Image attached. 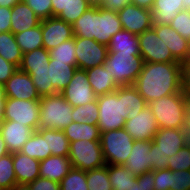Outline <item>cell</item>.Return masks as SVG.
<instances>
[{
    "label": "cell",
    "mask_w": 190,
    "mask_h": 190,
    "mask_svg": "<svg viewBox=\"0 0 190 190\" xmlns=\"http://www.w3.org/2000/svg\"><path fill=\"white\" fill-rule=\"evenodd\" d=\"M167 169L171 171L190 170V147L186 144L176 154L168 157Z\"/></svg>",
    "instance_id": "43"
},
{
    "label": "cell",
    "mask_w": 190,
    "mask_h": 190,
    "mask_svg": "<svg viewBox=\"0 0 190 190\" xmlns=\"http://www.w3.org/2000/svg\"><path fill=\"white\" fill-rule=\"evenodd\" d=\"M154 190H170L171 189V170L161 169L154 170Z\"/></svg>",
    "instance_id": "48"
},
{
    "label": "cell",
    "mask_w": 190,
    "mask_h": 190,
    "mask_svg": "<svg viewBox=\"0 0 190 190\" xmlns=\"http://www.w3.org/2000/svg\"><path fill=\"white\" fill-rule=\"evenodd\" d=\"M159 150L168 157L176 154L188 142V135L183 129H159L153 140Z\"/></svg>",
    "instance_id": "20"
},
{
    "label": "cell",
    "mask_w": 190,
    "mask_h": 190,
    "mask_svg": "<svg viewBox=\"0 0 190 190\" xmlns=\"http://www.w3.org/2000/svg\"><path fill=\"white\" fill-rule=\"evenodd\" d=\"M28 185L31 190H60V183L43 177L36 178Z\"/></svg>",
    "instance_id": "49"
},
{
    "label": "cell",
    "mask_w": 190,
    "mask_h": 190,
    "mask_svg": "<svg viewBox=\"0 0 190 190\" xmlns=\"http://www.w3.org/2000/svg\"><path fill=\"white\" fill-rule=\"evenodd\" d=\"M13 166L17 184H29L40 177V161L21 152L13 153Z\"/></svg>",
    "instance_id": "22"
},
{
    "label": "cell",
    "mask_w": 190,
    "mask_h": 190,
    "mask_svg": "<svg viewBox=\"0 0 190 190\" xmlns=\"http://www.w3.org/2000/svg\"><path fill=\"white\" fill-rule=\"evenodd\" d=\"M183 130L187 133L188 137H190V96L186 105L185 123Z\"/></svg>",
    "instance_id": "56"
},
{
    "label": "cell",
    "mask_w": 190,
    "mask_h": 190,
    "mask_svg": "<svg viewBox=\"0 0 190 190\" xmlns=\"http://www.w3.org/2000/svg\"><path fill=\"white\" fill-rule=\"evenodd\" d=\"M50 58L61 62H68L77 68L75 56V36L67 41H64L56 48L49 51Z\"/></svg>",
    "instance_id": "38"
},
{
    "label": "cell",
    "mask_w": 190,
    "mask_h": 190,
    "mask_svg": "<svg viewBox=\"0 0 190 190\" xmlns=\"http://www.w3.org/2000/svg\"><path fill=\"white\" fill-rule=\"evenodd\" d=\"M182 90L190 96V57L180 62Z\"/></svg>",
    "instance_id": "51"
},
{
    "label": "cell",
    "mask_w": 190,
    "mask_h": 190,
    "mask_svg": "<svg viewBox=\"0 0 190 190\" xmlns=\"http://www.w3.org/2000/svg\"><path fill=\"white\" fill-rule=\"evenodd\" d=\"M63 132L69 142L77 140L100 141L101 136L99 127L88 123L71 122L63 129Z\"/></svg>",
    "instance_id": "29"
},
{
    "label": "cell",
    "mask_w": 190,
    "mask_h": 190,
    "mask_svg": "<svg viewBox=\"0 0 190 190\" xmlns=\"http://www.w3.org/2000/svg\"><path fill=\"white\" fill-rule=\"evenodd\" d=\"M60 190H88L86 171L72 168L60 181Z\"/></svg>",
    "instance_id": "40"
},
{
    "label": "cell",
    "mask_w": 190,
    "mask_h": 190,
    "mask_svg": "<svg viewBox=\"0 0 190 190\" xmlns=\"http://www.w3.org/2000/svg\"><path fill=\"white\" fill-rule=\"evenodd\" d=\"M61 94L73 107L85 105L86 103L95 101L97 98L89 83L86 70L79 68L75 70L70 83Z\"/></svg>",
    "instance_id": "13"
},
{
    "label": "cell",
    "mask_w": 190,
    "mask_h": 190,
    "mask_svg": "<svg viewBox=\"0 0 190 190\" xmlns=\"http://www.w3.org/2000/svg\"><path fill=\"white\" fill-rule=\"evenodd\" d=\"M124 129L134 140L150 141L153 140L159 127L156 116L147 105L142 111L130 112L127 115Z\"/></svg>",
    "instance_id": "11"
},
{
    "label": "cell",
    "mask_w": 190,
    "mask_h": 190,
    "mask_svg": "<svg viewBox=\"0 0 190 190\" xmlns=\"http://www.w3.org/2000/svg\"><path fill=\"white\" fill-rule=\"evenodd\" d=\"M154 171L142 174V188L143 190H154Z\"/></svg>",
    "instance_id": "54"
},
{
    "label": "cell",
    "mask_w": 190,
    "mask_h": 190,
    "mask_svg": "<svg viewBox=\"0 0 190 190\" xmlns=\"http://www.w3.org/2000/svg\"><path fill=\"white\" fill-rule=\"evenodd\" d=\"M133 86L147 103L166 95L185 93L181 86L180 62H144Z\"/></svg>",
    "instance_id": "1"
},
{
    "label": "cell",
    "mask_w": 190,
    "mask_h": 190,
    "mask_svg": "<svg viewBox=\"0 0 190 190\" xmlns=\"http://www.w3.org/2000/svg\"><path fill=\"white\" fill-rule=\"evenodd\" d=\"M40 115L38 129L63 130L72 120L73 106L61 93L42 96L39 100Z\"/></svg>",
    "instance_id": "5"
},
{
    "label": "cell",
    "mask_w": 190,
    "mask_h": 190,
    "mask_svg": "<svg viewBox=\"0 0 190 190\" xmlns=\"http://www.w3.org/2000/svg\"><path fill=\"white\" fill-rule=\"evenodd\" d=\"M16 184L13 154L8 153L0 158V187L3 190H11Z\"/></svg>",
    "instance_id": "36"
},
{
    "label": "cell",
    "mask_w": 190,
    "mask_h": 190,
    "mask_svg": "<svg viewBox=\"0 0 190 190\" xmlns=\"http://www.w3.org/2000/svg\"><path fill=\"white\" fill-rule=\"evenodd\" d=\"M108 46L94 39L75 37L77 68L88 70L103 65L107 59Z\"/></svg>",
    "instance_id": "10"
},
{
    "label": "cell",
    "mask_w": 190,
    "mask_h": 190,
    "mask_svg": "<svg viewBox=\"0 0 190 190\" xmlns=\"http://www.w3.org/2000/svg\"><path fill=\"white\" fill-rule=\"evenodd\" d=\"M40 19H48L53 17L51 0H23Z\"/></svg>",
    "instance_id": "45"
},
{
    "label": "cell",
    "mask_w": 190,
    "mask_h": 190,
    "mask_svg": "<svg viewBox=\"0 0 190 190\" xmlns=\"http://www.w3.org/2000/svg\"><path fill=\"white\" fill-rule=\"evenodd\" d=\"M151 140H134L129 157L123 164L135 176L152 171L151 165Z\"/></svg>",
    "instance_id": "19"
},
{
    "label": "cell",
    "mask_w": 190,
    "mask_h": 190,
    "mask_svg": "<svg viewBox=\"0 0 190 190\" xmlns=\"http://www.w3.org/2000/svg\"><path fill=\"white\" fill-rule=\"evenodd\" d=\"M75 37L94 39L108 46L112 36L122 30L117 12L101 7L88 8L73 24Z\"/></svg>",
    "instance_id": "2"
},
{
    "label": "cell",
    "mask_w": 190,
    "mask_h": 190,
    "mask_svg": "<svg viewBox=\"0 0 190 190\" xmlns=\"http://www.w3.org/2000/svg\"><path fill=\"white\" fill-rule=\"evenodd\" d=\"M22 0H0V6L12 8L15 4Z\"/></svg>",
    "instance_id": "58"
},
{
    "label": "cell",
    "mask_w": 190,
    "mask_h": 190,
    "mask_svg": "<svg viewBox=\"0 0 190 190\" xmlns=\"http://www.w3.org/2000/svg\"><path fill=\"white\" fill-rule=\"evenodd\" d=\"M88 190H112L107 164L104 167L86 171Z\"/></svg>",
    "instance_id": "37"
},
{
    "label": "cell",
    "mask_w": 190,
    "mask_h": 190,
    "mask_svg": "<svg viewBox=\"0 0 190 190\" xmlns=\"http://www.w3.org/2000/svg\"><path fill=\"white\" fill-rule=\"evenodd\" d=\"M90 7L86 0H70L58 18L72 25Z\"/></svg>",
    "instance_id": "41"
},
{
    "label": "cell",
    "mask_w": 190,
    "mask_h": 190,
    "mask_svg": "<svg viewBox=\"0 0 190 190\" xmlns=\"http://www.w3.org/2000/svg\"><path fill=\"white\" fill-rule=\"evenodd\" d=\"M122 29L139 35L152 28L151 10L140 8L133 3L117 12Z\"/></svg>",
    "instance_id": "14"
},
{
    "label": "cell",
    "mask_w": 190,
    "mask_h": 190,
    "mask_svg": "<svg viewBox=\"0 0 190 190\" xmlns=\"http://www.w3.org/2000/svg\"><path fill=\"white\" fill-rule=\"evenodd\" d=\"M187 144H188L189 147H190V137H188V142H187Z\"/></svg>",
    "instance_id": "66"
},
{
    "label": "cell",
    "mask_w": 190,
    "mask_h": 190,
    "mask_svg": "<svg viewBox=\"0 0 190 190\" xmlns=\"http://www.w3.org/2000/svg\"><path fill=\"white\" fill-rule=\"evenodd\" d=\"M11 190H31L27 184H16Z\"/></svg>",
    "instance_id": "61"
},
{
    "label": "cell",
    "mask_w": 190,
    "mask_h": 190,
    "mask_svg": "<svg viewBox=\"0 0 190 190\" xmlns=\"http://www.w3.org/2000/svg\"><path fill=\"white\" fill-rule=\"evenodd\" d=\"M39 115V100H20L6 97L4 102V120L16 121L37 131L39 128Z\"/></svg>",
    "instance_id": "9"
},
{
    "label": "cell",
    "mask_w": 190,
    "mask_h": 190,
    "mask_svg": "<svg viewBox=\"0 0 190 190\" xmlns=\"http://www.w3.org/2000/svg\"><path fill=\"white\" fill-rule=\"evenodd\" d=\"M184 9L183 0H155L151 9L152 25H170Z\"/></svg>",
    "instance_id": "25"
},
{
    "label": "cell",
    "mask_w": 190,
    "mask_h": 190,
    "mask_svg": "<svg viewBox=\"0 0 190 190\" xmlns=\"http://www.w3.org/2000/svg\"><path fill=\"white\" fill-rule=\"evenodd\" d=\"M50 54L44 47L23 54L21 64L18 67L21 71H42L49 67Z\"/></svg>",
    "instance_id": "30"
},
{
    "label": "cell",
    "mask_w": 190,
    "mask_h": 190,
    "mask_svg": "<svg viewBox=\"0 0 190 190\" xmlns=\"http://www.w3.org/2000/svg\"><path fill=\"white\" fill-rule=\"evenodd\" d=\"M28 73L33 81L34 86L40 97L57 94L58 92L53 87L50 82V75L48 67L46 70L42 71H23Z\"/></svg>",
    "instance_id": "39"
},
{
    "label": "cell",
    "mask_w": 190,
    "mask_h": 190,
    "mask_svg": "<svg viewBox=\"0 0 190 190\" xmlns=\"http://www.w3.org/2000/svg\"><path fill=\"white\" fill-rule=\"evenodd\" d=\"M68 158L73 168L83 171L106 165L100 141L77 140L70 142Z\"/></svg>",
    "instance_id": "8"
},
{
    "label": "cell",
    "mask_w": 190,
    "mask_h": 190,
    "mask_svg": "<svg viewBox=\"0 0 190 190\" xmlns=\"http://www.w3.org/2000/svg\"><path fill=\"white\" fill-rule=\"evenodd\" d=\"M99 119L97 126L100 133L110 130L123 129L130 110L124 104V86L115 91L97 96Z\"/></svg>",
    "instance_id": "4"
},
{
    "label": "cell",
    "mask_w": 190,
    "mask_h": 190,
    "mask_svg": "<svg viewBox=\"0 0 190 190\" xmlns=\"http://www.w3.org/2000/svg\"><path fill=\"white\" fill-rule=\"evenodd\" d=\"M112 190H143L142 174L135 176L124 165L107 164Z\"/></svg>",
    "instance_id": "21"
},
{
    "label": "cell",
    "mask_w": 190,
    "mask_h": 190,
    "mask_svg": "<svg viewBox=\"0 0 190 190\" xmlns=\"http://www.w3.org/2000/svg\"><path fill=\"white\" fill-rule=\"evenodd\" d=\"M0 56L17 67L21 64L23 52L16 42L15 35L11 31L0 33Z\"/></svg>",
    "instance_id": "32"
},
{
    "label": "cell",
    "mask_w": 190,
    "mask_h": 190,
    "mask_svg": "<svg viewBox=\"0 0 190 190\" xmlns=\"http://www.w3.org/2000/svg\"><path fill=\"white\" fill-rule=\"evenodd\" d=\"M48 150L53 156H68L70 142L63 130L47 129Z\"/></svg>",
    "instance_id": "34"
},
{
    "label": "cell",
    "mask_w": 190,
    "mask_h": 190,
    "mask_svg": "<svg viewBox=\"0 0 190 190\" xmlns=\"http://www.w3.org/2000/svg\"><path fill=\"white\" fill-rule=\"evenodd\" d=\"M168 156L164 155L158 148V145L151 140V160L152 171L167 169Z\"/></svg>",
    "instance_id": "47"
},
{
    "label": "cell",
    "mask_w": 190,
    "mask_h": 190,
    "mask_svg": "<svg viewBox=\"0 0 190 190\" xmlns=\"http://www.w3.org/2000/svg\"><path fill=\"white\" fill-rule=\"evenodd\" d=\"M4 115V102H0V117Z\"/></svg>",
    "instance_id": "64"
},
{
    "label": "cell",
    "mask_w": 190,
    "mask_h": 190,
    "mask_svg": "<svg viewBox=\"0 0 190 190\" xmlns=\"http://www.w3.org/2000/svg\"><path fill=\"white\" fill-rule=\"evenodd\" d=\"M152 28L179 62L190 57V42L171 28L170 25H153Z\"/></svg>",
    "instance_id": "17"
},
{
    "label": "cell",
    "mask_w": 190,
    "mask_h": 190,
    "mask_svg": "<svg viewBox=\"0 0 190 190\" xmlns=\"http://www.w3.org/2000/svg\"><path fill=\"white\" fill-rule=\"evenodd\" d=\"M6 97L20 100H40L31 76L17 69L8 81L3 85Z\"/></svg>",
    "instance_id": "16"
},
{
    "label": "cell",
    "mask_w": 190,
    "mask_h": 190,
    "mask_svg": "<svg viewBox=\"0 0 190 190\" xmlns=\"http://www.w3.org/2000/svg\"><path fill=\"white\" fill-rule=\"evenodd\" d=\"M34 130L25 124H19L16 121L4 120L1 136L6 143L9 153L20 152L22 146L31 137Z\"/></svg>",
    "instance_id": "18"
},
{
    "label": "cell",
    "mask_w": 190,
    "mask_h": 190,
    "mask_svg": "<svg viewBox=\"0 0 190 190\" xmlns=\"http://www.w3.org/2000/svg\"><path fill=\"white\" fill-rule=\"evenodd\" d=\"M154 2L155 0H131V3H133L134 5L147 10L152 9Z\"/></svg>",
    "instance_id": "57"
},
{
    "label": "cell",
    "mask_w": 190,
    "mask_h": 190,
    "mask_svg": "<svg viewBox=\"0 0 190 190\" xmlns=\"http://www.w3.org/2000/svg\"><path fill=\"white\" fill-rule=\"evenodd\" d=\"M3 122H4L3 117H0V134H1V129H2Z\"/></svg>",
    "instance_id": "65"
},
{
    "label": "cell",
    "mask_w": 190,
    "mask_h": 190,
    "mask_svg": "<svg viewBox=\"0 0 190 190\" xmlns=\"http://www.w3.org/2000/svg\"><path fill=\"white\" fill-rule=\"evenodd\" d=\"M6 100V93L4 90V86L0 84V102H5Z\"/></svg>",
    "instance_id": "62"
},
{
    "label": "cell",
    "mask_w": 190,
    "mask_h": 190,
    "mask_svg": "<svg viewBox=\"0 0 190 190\" xmlns=\"http://www.w3.org/2000/svg\"><path fill=\"white\" fill-rule=\"evenodd\" d=\"M14 35L23 54L43 47L42 20L38 26Z\"/></svg>",
    "instance_id": "33"
},
{
    "label": "cell",
    "mask_w": 190,
    "mask_h": 190,
    "mask_svg": "<svg viewBox=\"0 0 190 190\" xmlns=\"http://www.w3.org/2000/svg\"><path fill=\"white\" fill-rule=\"evenodd\" d=\"M22 154L42 161L51 156V151L47 145V129H38L34 131L27 142L22 146Z\"/></svg>",
    "instance_id": "27"
},
{
    "label": "cell",
    "mask_w": 190,
    "mask_h": 190,
    "mask_svg": "<svg viewBox=\"0 0 190 190\" xmlns=\"http://www.w3.org/2000/svg\"><path fill=\"white\" fill-rule=\"evenodd\" d=\"M41 20L34 11L22 0L11 8V27L13 34L38 26Z\"/></svg>",
    "instance_id": "23"
},
{
    "label": "cell",
    "mask_w": 190,
    "mask_h": 190,
    "mask_svg": "<svg viewBox=\"0 0 190 190\" xmlns=\"http://www.w3.org/2000/svg\"><path fill=\"white\" fill-rule=\"evenodd\" d=\"M17 69L16 65L0 56V84L4 85Z\"/></svg>",
    "instance_id": "50"
},
{
    "label": "cell",
    "mask_w": 190,
    "mask_h": 190,
    "mask_svg": "<svg viewBox=\"0 0 190 190\" xmlns=\"http://www.w3.org/2000/svg\"><path fill=\"white\" fill-rule=\"evenodd\" d=\"M171 190H190V170L171 171Z\"/></svg>",
    "instance_id": "46"
},
{
    "label": "cell",
    "mask_w": 190,
    "mask_h": 190,
    "mask_svg": "<svg viewBox=\"0 0 190 190\" xmlns=\"http://www.w3.org/2000/svg\"><path fill=\"white\" fill-rule=\"evenodd\" d=\"M72 164L68 156H49L40 161V177L50 179L60 183V181L72 169Z\"/></svg>",
    "instance_id": "24"
},
{
    "label": "cell",
    "mask_w": 190,
    "mask_h": 190,
    "mask_svg": "<svg viewBox=\"0 0 190 190\" xmlns=\"http://www.w3.org/2000/svg\"><path fill=\"white\" fill-rule=\"evenodd\" d=\"M43 47L50 51L58 45L74 37L71 24L58 17L42 20Z\"/></svg>",
    "instance_id": "15"
},
{
    "label": "cell",
    "mask_w": 190,
    "mask_h": 190,
    "mask_svg": "<svg viewBox=\"0 0 190 190\" xmlns=\"http://www.w3.org/2000/svg\"><path fill=\"white\" fill-rule=\"evenodd\" d=\"M99 119V110L97 100L73 107L72 120L73 122L97 125Z\"/></svg>",
    "instance_id": "35"
},
{
    "label": "cell",
    "mask_w": 190,
    "mask_h": 190,
    "mask_svg": "<svg viewBox=\"0 0 190 190\" xmlns=\"http://www.w3.org/2000/svg\"><path fill=\"white\" fill-rule=\"evenodd\" d=\"M124 104L127 110L129 109L131 113H134L142 111L148 103L133 85H126L124 86Z\"/></svg>",
    "instance_id": "42"
},
{
    "label": "cell",
    "mask_w": 190,
    "mask_h": 190,
    "mask_svg": "<svg viewBox=\"0 0 190 190\" xmlns=\"http://www.w3.org/2000/svg\"><path fill=\"white\" fill-rule=\"evenodd\" d=\"M77 68L68 62L51 59L49 61L50 82L58 93H61L70 83Z\"/></svg>",
    "instance_id": "28"
},
{
    "label": "cell",
    "mask_w": 190,
    "mask_h": 190,
    "mask_svg": "<svg viewBox=\"0 0 190 190\" xmlns=\"http://www.w3.org/2000/svg\"><path fill=\"white\" fill-rule=\"evenodd\" d=\"M108 51L140 53L138 36L122 29L112 36L108 44Z\"/></svg>",
    "instance_id": "31"
},
{
    "label": "cell",
    "mask_w": 190,
    "mask_h": 190,
    "mask_svg": "<svg viewBox=\"0 0 190 190\" xmlns=\"http://www.w3.org/2000/svg\"><path fill=\"white\" fill-rule=\"evenodd\" d=\"M100 142L105 163L123 165L131 153L134 139L123 128L102 132Z\"/></svg>",
    "instance_id": "7"
},
{
    "label": "cell",
    "mask_w": 190,
    "mask_h": 190,
    "mask_svg": "<svg viewBox=\"0 0 190 190\" xmlns=\"http://www.w3.org/2000/svg\"><path fill=\"white\" fill-rule=\"evenodd\" d=\"M8 153H9V151L6 147V143L4 142V140L0 134V158Z\"/></svg>",
    "instance_id": "59"
},
{
    "label": "cell",
    "mask_w": 190,
    "mask_h": 190,
    "mask_svg": "<svg viewBox=\"0 0 190 190\" xmlns=\"http://www.w3.org/2000/svg\"><path fill=\"white\" fill-rule=\"evenodd\" d=\"M86 72L96 96L111 93L119 87L112 77V72L107 71L104 65L93 67L86 70Z\"/></svg>",
    "instance_id": "26"
},
{
    "label": "cell",
    "mask_w": 190,
    "mask_h": 190,
    "mask_svg": "<svg viewBox=\"0 0 190 190\" xmlns=\"http://www.w3.org/2000/svg\"><path fill=\"white\" fill-rule=\"evenodd\" d=\"M130 3L131 0H104L101 8L109 11L119 12Z\"/></svg>",
    "instance_id": "53"
},
{
    "label": "cell",
    "mask_w": 190,
    "mask_h": 190,
    "mask_svg": "<svg viewBox=\"0 0 190 190\" xmlns=\"http://www.w3.org/2000/svg\"><path fill=\"white\" fill-rule=\"evenodd\" d=\"M140 55L144 62H179L153 28L138 35Z\"/></svg>",
    "instance_id": "12"
},
{
    "label": "cell",
    "mask_w": 190,
    "mask_h": 190,
    "mask_svg": "<svg viewBox=\"0 0 190 190\" xmlns=\"http://www.w3.org/2000/svg\"><path fill=\"white\" fill-rule=\"evenodd\" d=\"M183 5L185 9L190 10V0H183Z\"/></svg>",
    "instance_id": "63"
},
{
    "label": "cell",
    "mask_w": 190,
    "mask_h": 190,
    "mask_svg": "<svg viewBox=\"0 0 190 190\" xmlns=\"http://www.w3.org/2000/svg\"><path fill=\"white\" fill-rule=\"evenodd\" d=\"M11 8L0 6V33L10 32Z\"/></svg>",
    "instance_id": "52"
},
{
    "label": "cell",
    "mask_w": 190,
    "mask_h": 190,
    "mask_svg": "<svg viewBox=\"0 0 190 190\" xmlns=\"http://www.w3.org/2000/svg\"><path fill=\"white\" fill-rule=\"evenodd\" d=\"M143 58L140 53H125L108 51L107 59L103 64L119 86L133 85L143 68Z\"/></svg>",
    "instance_id": "6"
},
{
    "label": "cell",
    "mask_w": 190,
    "mask_h": 190,
    "mask_svg": "<svg viewBox=\"0 0 190 190\" xmlns=\"http://www.w3.org/2000/svg\"><path fill=\"white\" fill-rule=\"evenodd\" d=\"M91 7H101L104 0H86Z\"/></svg>",
    "instance_id": "60"
},
{
    "label": "cell",
    "mask_w": 190,
    "mask_h": 190,
    "mask_svg": "<svg viewBox=\"0 0 190 190\" xmlns=\"http://www.w3.org/2000/svg\"><path fill=\"white\" fill-rule=\"evenodd\" d=\"M69 2L70 0H51L53 17H58Z\"/></svg>",
    "instance_id": "55"
},
{
    "label": "cell",
    "mask_w": 190,
    "mask_h": 190,
    "mask_svg": "<svg viewBox=\"0 0 190 190\" xmlns=\"http://www.w3.org/2000/svg\"><path fill=\"white\" fill-rule=\"evenodd\" d=\"M189 96L186 93H174L160 99L150 101L147 105L156 116L159 129H183L186 105Z\"/></svg>",
    "instance_id": "3"
},
{
    "label": "cell",
    "mask_w": 190,
    "mask_h": 190,
    "mask_svg": "<svg viewBox=\"0 0 190 190\" xmlns=\"http://www.w3.org/2000/svg\"><path fill=\"white\" fill-rule=\"evenodd\" d=\"M182 37L190 41V10L184 9L178 12L170 24Z\"/></svg>",
    "instance_id": "44"
}]
</instances>
